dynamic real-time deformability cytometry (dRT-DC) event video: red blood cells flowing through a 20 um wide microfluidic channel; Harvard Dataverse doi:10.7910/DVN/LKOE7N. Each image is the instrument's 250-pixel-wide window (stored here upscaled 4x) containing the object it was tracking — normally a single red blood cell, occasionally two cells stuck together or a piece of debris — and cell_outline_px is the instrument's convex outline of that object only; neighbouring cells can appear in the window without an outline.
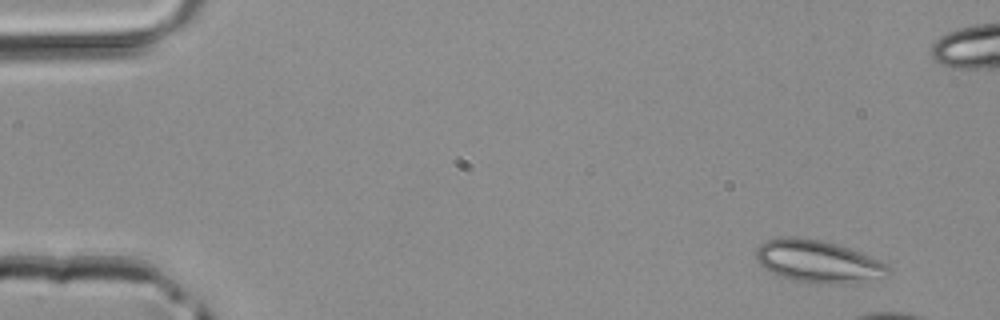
{"species": "common noctule bat (a hibernating species)", "species_latin": "Nyctalus noctula", "temperature_condition": "room temperature", "stored_images_in_passage": 5, "camera_frame_rate_fps": 3000, "um_per_image_px": 0.085, "animal": {"sex": "male", "body_mass_g": 20.4}, "frame": {"image": 1, "passage_image": 1, "time_ms": 0.0, "image_size_px": [1000, 320], "cell_outline_px": [[888, 276], [840, 284], [808, 284], [776, 276], [764, 268], [756, 260], [756, 248], [760, 244], [768, 240], [784, 236], [796, 236], [820, 240], [836, 244], [860, 252], [880, 260], [888, 264]], "centroid_in_image_um": [69.48, 22.23], "position_along_channel_um": 15.5, "area_um2": 32.89}}